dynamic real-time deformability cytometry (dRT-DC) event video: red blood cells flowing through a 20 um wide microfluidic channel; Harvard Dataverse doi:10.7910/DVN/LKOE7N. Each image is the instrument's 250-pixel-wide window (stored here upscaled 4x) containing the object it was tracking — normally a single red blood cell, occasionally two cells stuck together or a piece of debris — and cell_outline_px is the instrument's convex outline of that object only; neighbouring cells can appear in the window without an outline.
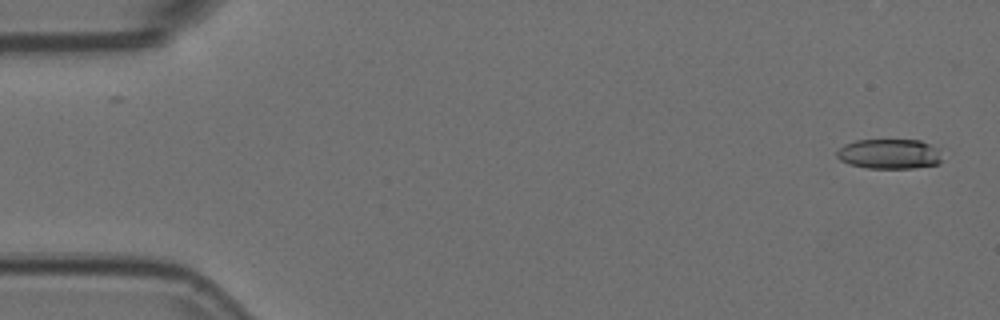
{"species": "Egyptian fruit bat (a non-hibernating species)", "species_latin": "Rousettus aegyptiacus", "temperature_condition": "room temperature", "stored_images_in_passage": 2, "camera_frame_rate_fps": 3000, "um_per_image_px": 0.085, "animal": {"sex": "female"}, "frame": {"image": 1, "passage_image": 2, "time_ms": 0.333, "image_size_px": [1000, 320], "cell_outline_px": [[940, 164], [916, 168], [868, 168], [848, 164], [840, 160], [836, 156], [836, 152], [844, 144], [856, 140], [920, 140], [940, 148]], "centroid_in_image_um": [75.61, 13.08], "position_along_channel_um": 9.4, "area_um2": 18.55}}